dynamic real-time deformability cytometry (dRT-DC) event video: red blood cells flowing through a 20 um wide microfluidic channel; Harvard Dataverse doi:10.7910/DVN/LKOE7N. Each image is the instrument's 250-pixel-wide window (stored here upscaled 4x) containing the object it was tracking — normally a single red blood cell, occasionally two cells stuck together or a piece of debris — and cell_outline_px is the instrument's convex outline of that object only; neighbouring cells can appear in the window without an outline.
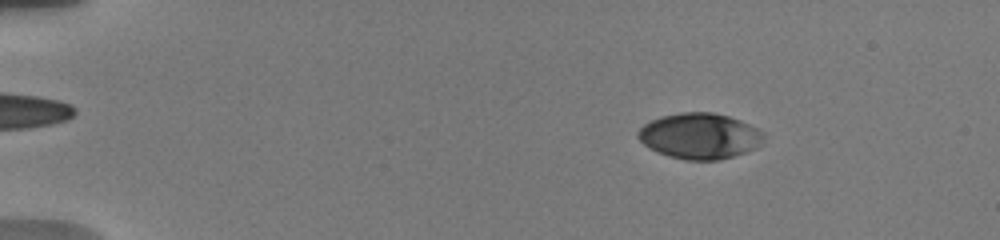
{"species": "human", "species_latin": "Homo sapiens", "temperature_condition": "warm", "stored_images_in_passage": 15, "camera_frame_rate_fps": 3000, "um_per_image_px": 0.085, "donor": {"sex": "male"}, "frame": {"image": 1, "passage_image": 7, "time_ms": 2.333, "image_size_px": [1000, 240], "cell_outline_px": [[764, 136], [760, 144], [756, 148], [720, 160], [684, 160], [668, 156], [648, 148], [636, 136], [636, 132], [644, 124], [652, 120], [664, 116], [680, 112], [712, 112], [728, 116], [740, 120], [764, 132]], "centroid_in_image_um": [59.45, 11.56], "position_along_channel_um": 25.5, "area_um2": 33.47}}
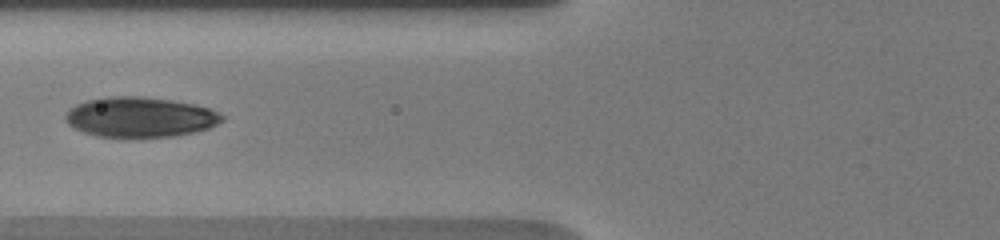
{"frame": {"image": 2, "passage_image": 14, "time_ms": 7.333, "image_size_px": [1000, 240], "cell_outline_px": [[224, 120], [208, 128], [192, 132], [172, 136], [96, 136], [84, 132], [68, 124], [64, 120], [64, 116], [68, 108], [76, 104], [88, 100], [104, 96], [140, 96], [172, 100], [192, 104], [208, 108], [224, 116]], "centroid_in_image_um": [11.85, 9.93], "position_along_channel_um": 114.0, "area_um2": 36.24}}
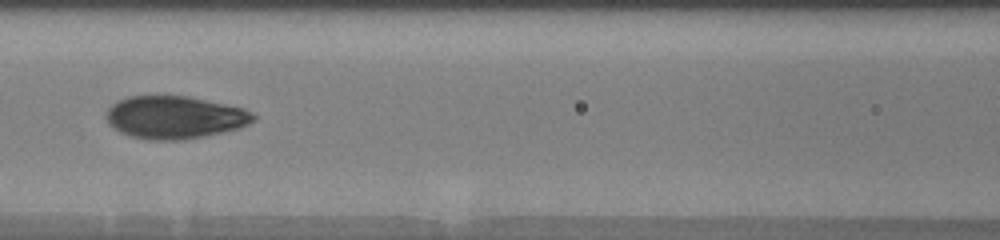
{"frame": {"image": 3, "passage_image": 15, "time_ms": 8.333, "image_size_px": [1000, 240], "cell_outline_px": [[256, 120], [240, 128], [204, 136], [184, 140], [148, 140], [132, 136], [120, 132], [108, 124], [108, 108], [116, 100], [128, 96], [188, 96], [244, 108], [252, 112], [256, 116]], "centroid_in_image_um": [14.87, 9.97], "position_along_channel_um": 151.7, "area_um2": 36.65}}